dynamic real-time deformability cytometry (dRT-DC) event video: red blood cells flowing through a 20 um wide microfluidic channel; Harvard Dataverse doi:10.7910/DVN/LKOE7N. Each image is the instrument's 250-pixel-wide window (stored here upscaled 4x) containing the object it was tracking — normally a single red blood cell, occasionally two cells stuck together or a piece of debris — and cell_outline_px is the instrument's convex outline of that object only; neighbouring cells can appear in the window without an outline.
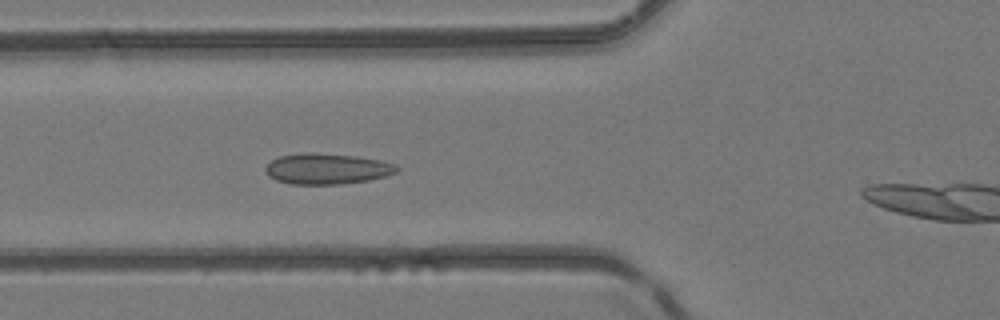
{"species": "common noctule bat (a hibernating species)", "species_latin": "Nyctalus noctula", "temperature_condition": "room temperature", "stored_images_in_passage": 4, "camera_frame_rate_fps": 3000, "um_per_image_px": 0.085, "animal": {"sex": "female", "body_mass_g": 24.6, "forearm_length_mm": 56.2}, "frame": {"image": 1, "passage_image": 3, "time_ms": 2.333, "image_size_px": [1000, 320], "cell_outline_px": [[400, 168], [396, 172], [384, 176], [368, 180], [340, 184], [292, 184], [276, 180], [268, 176], [264, 172], [264, 168], [272, 160], [280, 156], [356, 156], [380, 160], [396, 164]], "centroid_in_image_um": [27.83, 14.4], "position_along_channel_um": 98.0, "area_um2": 22.37}}